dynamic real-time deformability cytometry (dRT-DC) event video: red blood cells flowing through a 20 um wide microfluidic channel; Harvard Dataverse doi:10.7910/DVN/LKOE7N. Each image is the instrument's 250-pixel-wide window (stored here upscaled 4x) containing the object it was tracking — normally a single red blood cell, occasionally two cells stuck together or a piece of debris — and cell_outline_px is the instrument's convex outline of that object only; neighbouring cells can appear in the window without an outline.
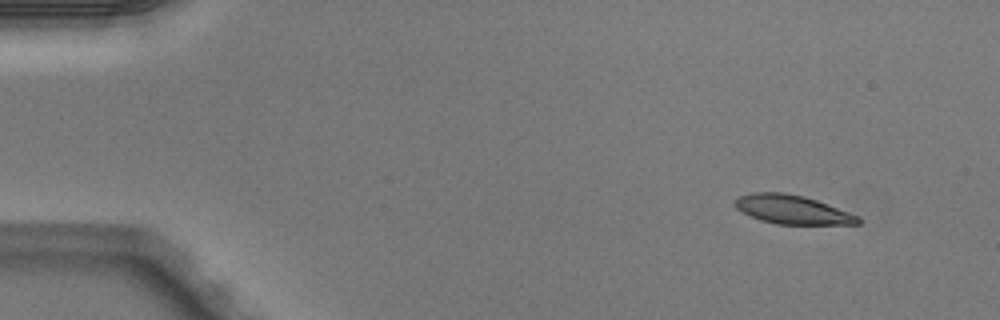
{"species": "Egyptian fruit bat (a non-hibernating species)", "species_latin": "Rousettus aegyptiacus", "temperature_condition": "warm", "stored_images_in_passage": 4, "camera_frame_rate_fps": 3000, "um_per_image_px": 0.085, "animal": {"sex": "male"}, "frame": {"image": 1, "passage_image": 1, "time_ms": 0.0, "image_size_px": [1000, 320], "cell_outline_px": [[860, 224], [776, 224], [760, 220], [736, 208], [736, 200], [740, 196], [752, 192], [784, 192], [804, 196], [828, 204], [860, 216]], "centroid_in_image_um": [67.38, 17.81], "position_along_channel_um": 17.6, "area_um2": 20.52}}